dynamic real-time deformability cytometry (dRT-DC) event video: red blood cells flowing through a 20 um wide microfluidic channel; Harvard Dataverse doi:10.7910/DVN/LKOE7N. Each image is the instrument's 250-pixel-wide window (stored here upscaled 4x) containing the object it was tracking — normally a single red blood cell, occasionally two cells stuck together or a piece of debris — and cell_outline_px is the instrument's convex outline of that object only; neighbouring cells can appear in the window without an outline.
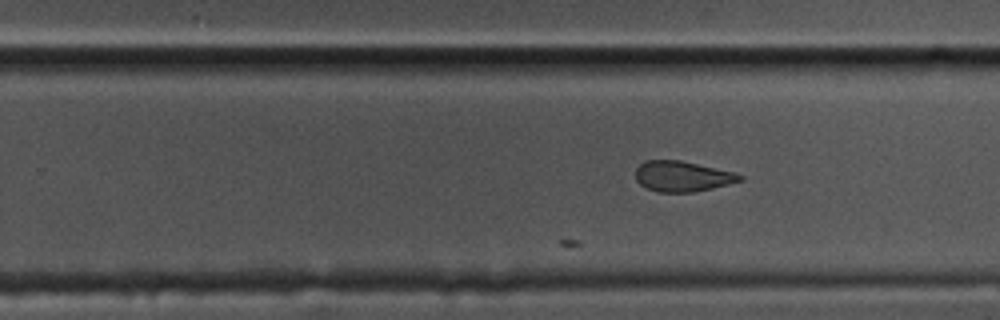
{"species": "common noctule bat (a hibernating species)", "species_latin": "Nyctalus noctula", "temperature_condition": "cold", "stored_images_in_passage": 29, "camera_frame_rate_fps": 3000, "um_per_image_px": 0.085, "animal": {"sex": "male", "body_mass_g": 17.5, "forearm_length_mm": 52.3}, "frame": {"image": 1, "passage_image": 29, "time_ms": 9.333, "image_size_px": [1000, 320], "cell_outline_px": [[744, 180], [712, 188], [692, 192], [656, 192], [640, 184], [636, 180], [636, 168], [644, 160], [680, 160], [736, 172], [744, 176]], "centroid_in_image_um": [58.02, 14.98], "position_along_channel_um": 271.8, "area_um2": 18.61}}